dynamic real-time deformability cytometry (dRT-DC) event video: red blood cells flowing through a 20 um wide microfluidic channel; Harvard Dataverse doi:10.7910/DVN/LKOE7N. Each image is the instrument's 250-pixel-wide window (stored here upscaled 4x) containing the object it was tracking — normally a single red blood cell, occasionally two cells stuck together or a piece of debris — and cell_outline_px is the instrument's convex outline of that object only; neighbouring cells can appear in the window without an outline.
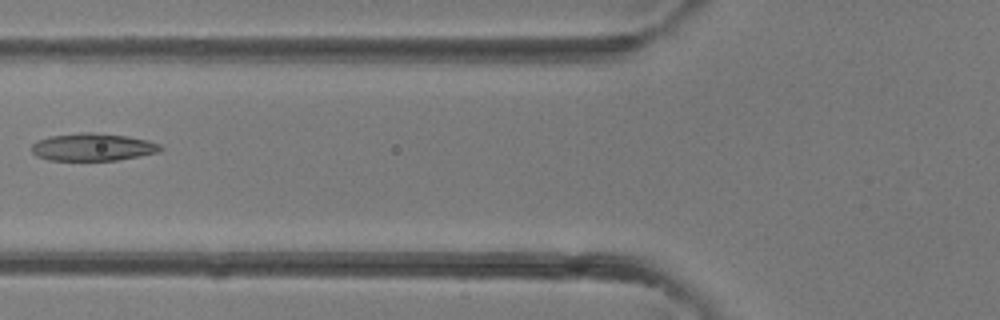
{"species": "common noctule bat (a hibernating species)", "species_latin": "Nyctalus noctula", "temperature_condition": "room temperature", "stored_images_in_passage": 28, "camera_frame_rate_fps": 3000, "um_per_image_px": 0.085, "animal": {"sex": "female"}, "frame": {"image": 1, "passage_image": 4, "time_ms": 1.0, "image_size_px": [1000, 320], "cell_outline_px": [[164, 148], [160, 152], [140, 156], [116, 160], [48, 160], [36, 156], [32, 152], [32, 144], [36, 140], [48, 136], [80, 132], [92, 132], [128, 136], [148, 140], [160, 144]], "centroid_in_image_um": [7.89, 12.49], "position_along_channel_um": 117.9, "area_um2": 20.92}}
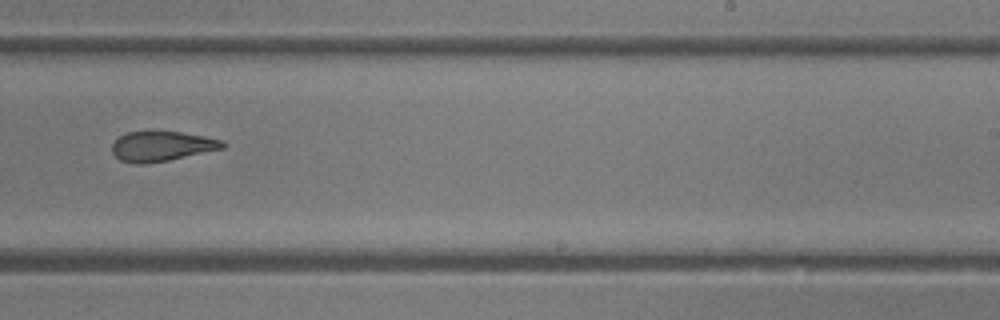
{"frame": {"image": 2, "passage_image": 13, "time_ms": 4.0, "image_size_px": [1000, 320], "cell_outline_px": [[228, 144], [224, 148], [168, 160], [144, 164], [132, 164], [120, 160], [112, 152], [112, 144], [120, 136], [128, 132], [180, 132], [204, 136], [224, 140]], "centroid_in_image_um": [13.77, 12.44], "position_along_channel_um": 275.2, "area_um2": 19.19}}
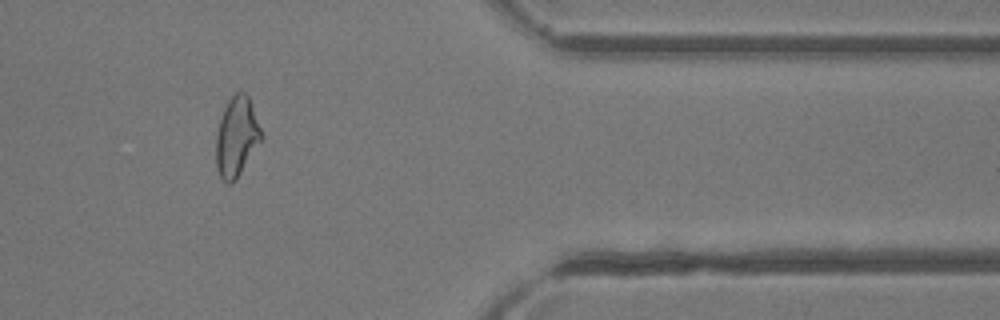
{"frame": {"image": 3, "passage_image": 21, "time_ms": 6.667, "image_size_px": [1000, 320], "cell_outline_px": [[264, 136], [236, 180], [232, 184], [228, 184], [220, 176], [216, 168], [216, 136], [220, 120], [224, 108], [228, 100], [236, 92], [244, 92], [248, 96]], "centroid_in_image_um": [20.11, 11.65], "position_along_channel_um": 391.3, "area_um2": 20.92}}